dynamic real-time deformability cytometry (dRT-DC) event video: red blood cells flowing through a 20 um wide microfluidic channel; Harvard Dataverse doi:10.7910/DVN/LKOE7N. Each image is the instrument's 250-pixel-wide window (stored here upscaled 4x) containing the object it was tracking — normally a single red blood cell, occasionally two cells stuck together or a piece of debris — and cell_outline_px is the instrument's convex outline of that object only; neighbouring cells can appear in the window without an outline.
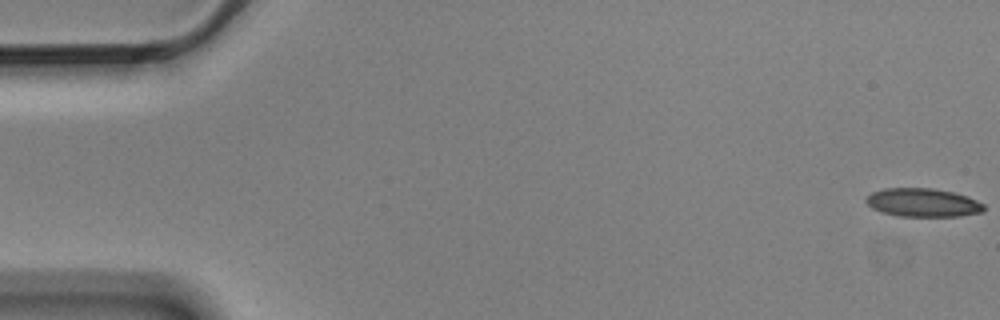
{"species": "Egyptian fruit bat (a non-hibernating species)", "species_latin": "Rousettus aegyptiacus", "temperature_condition": "cold", "stored_images_in_passage": 10, "camera_frame_rate_fps": 3000, "um_per_image_px": 0.085, "animal": {"sex": "male"}, "frame": {"image": 1, "passage_image": 1, "time_ms": 0.0, "image_size_px": [1000, 320], "cell_outline_px": [[984, 212], [960, 216], [896, 216], [880, 212], [872, 208], [864, 200], [872, 192], [884, 188], [932, 188], [952, 192], [968, 196], [984, 204]], "centroid_in_image_um": [78.44, 17.22], "position_along_channel_um": 6.6, "area_um2": 19.65}}
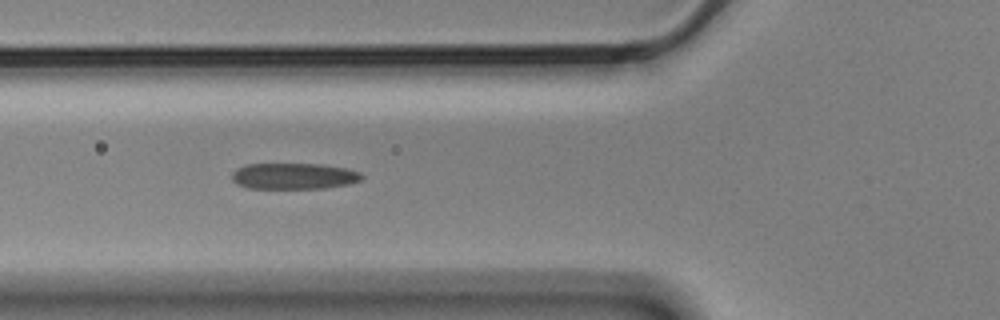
{"frame": {"image": 2, "passage_image": 6, "time_ms": 1.667, "image_size_px": [1000, 320], "cell_outline_px": [[364, 176], [360, 180], [348, 184], [324, 188], [248, 188], [236, 184], [232, 180], [232, 172], [236, 168], [244, 164], [320, 164], [348, 168], [360, 172]], "centroid_in_image_um": [24.95, 14.96], "position_along_channel_um": 100.8, "area_um2": 19.88}}
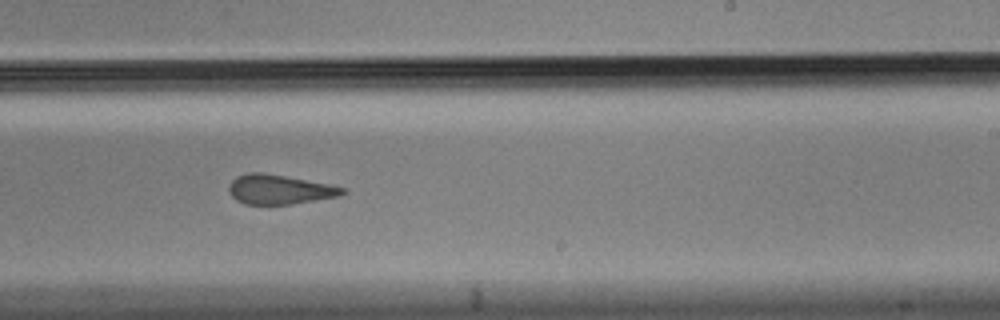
{"frame": {"image": 3, "passage_image": 10, "time_ms": 3.0, "image_size_px": [1000, 320], "cell_outline_px": [[348, 192], [340, 196], [288, 204], [244, 204], [236, 200], [228, 192], [228, 184], [236, 176], [248, 172], [260, 172], [284, 176], [328, 184], [344, 188]], "centroid_in_image_um": [23.7, 16.1], "position_along_channel_um": 265.3, "area_um2": 19.42}}